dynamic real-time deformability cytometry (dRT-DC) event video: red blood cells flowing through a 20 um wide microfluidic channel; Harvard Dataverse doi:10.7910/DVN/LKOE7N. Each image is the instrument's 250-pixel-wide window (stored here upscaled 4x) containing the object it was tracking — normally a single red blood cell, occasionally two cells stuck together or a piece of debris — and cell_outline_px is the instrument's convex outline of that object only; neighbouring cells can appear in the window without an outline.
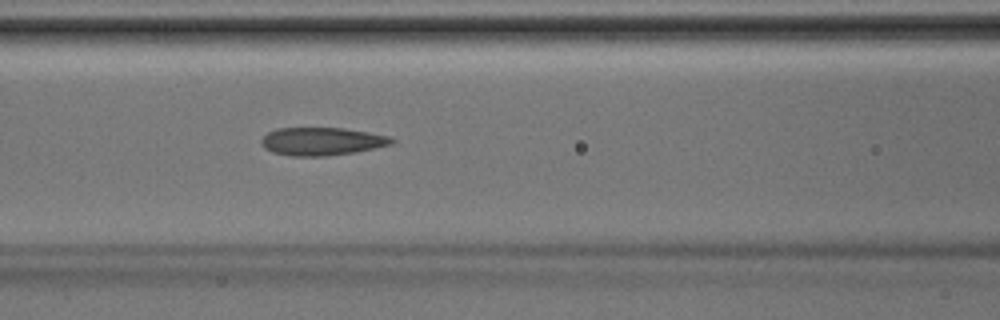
{"species": "Egyptian fruit bat (a non-hibernating species)", "species_latin": "Rousettus aegyptiacus", "temperature_condition": "room temperature", "stored_images_in_passage": 40, "camera_frame_rate_fps": 3000, "um_per_image_px": 0.085, "animal": {"sex": "male"}, "frame": {"image": 1, "passage_image": 16, "time_ms": 5.0, "image_size_px": [1000, 320], "cell_outline_px": [[396, 140], [392, 144], [356, 152], [324, 156], [292, 156], [272, 152], [264, 148], [260, 144], [260, 140], [268, 132], [276, 128], [344, 128], [368, 132], [388, 136]], "centroid_in_image_um": [27.33, 12.01], "position_along_channel_um": 139.3, "area_um2": 21.27}}
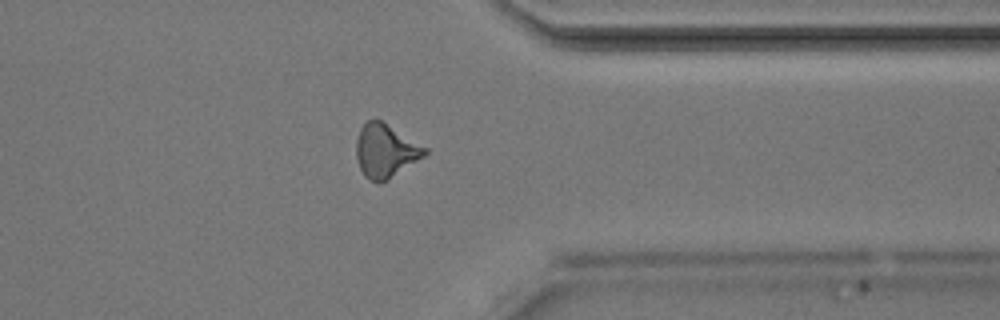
{"frame": {"image": 2, "passage_image": 31, "time_ms": 10.0, "image_size_px": [1000, 320], "cell_outline_px": [[428, 152], [424, 156], [388, 180], [380, 184], [364, 176], [360, 168], [356, 156], [356, 140], [360, 128], [368, 120], [380, 120], [428, 148]], "centroid_in_image_um": [32.76, 12.84], "position_along_channel_um": 378.6, "area_um2": 21.21}}
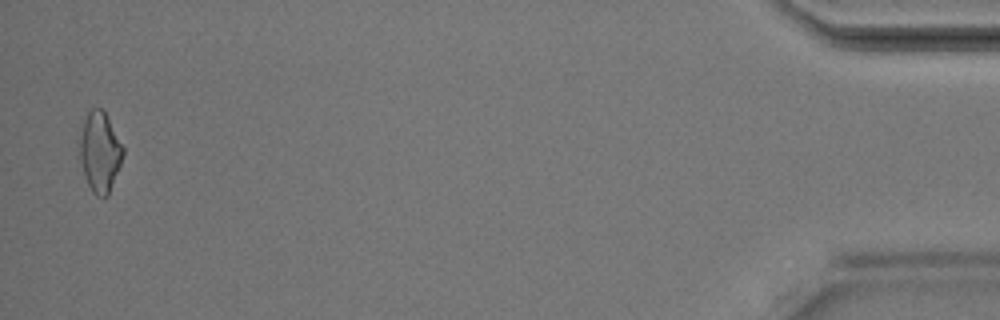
{"frame": {"image": 3, "passage_image": 39, "time_ms": 12.667, "image_size_px": [1000, 320], "cell_outline_px": [[124, 152], [120, 164], [108, 196], [96, 196], [92, 192], [88, 184], [80, 160], [80, 136], [84, 120], [88, 112], [92, 108], [104, 108], [124, 148]], "centroid_in_image_um": [8.5, 12.88], "position_along_channel_um": 426.7, "area_um2": 20.06}}